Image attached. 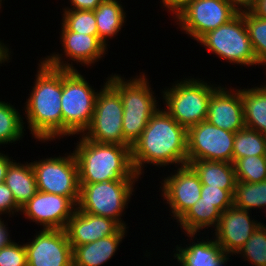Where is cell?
<instances>
[{"label": "cell", "instance_id": "obj_1", "mask_svg": "<svg viewBox=\"0 0 266 266\" xmlns=\"http://www.w3.org/2000/svg\"><path fill=\"white\" fill-rule=\"evenodd\" d=\"M61 55L54 53L41 60L30 97L25 103L28 129L39 141L56 140L55 137L63 136L60 100L63 90V69L75 68L72 63L64 61Z\"/></svg>", "mask_w": 266, "mask_h": 266}, {"label": "cell", "instance_id": "obj_2", "mask_svg": "<svg viewBox=\"0 0 266 266\" xmlns=\"http://www.w3.org/2000/svg\"><path fill=\"white\" fill-rule=\"evenodd\" d=\"M131 153L138 176L144 172V163L161 167L174 163L177 166L187 165V129L178 124L165 109H158L141 137L132 145Z\"/></svg>", "mask_w": 266, "mask_h": 266}, {"label": "cell", "instance_id": "obj_3", "mask_svg": "<svg viewBox=\"0 0 266 266\" xmlns=\"http://www.w3.org/2000/svg\"><path fill=\"white\" fill-rule=\"evenodd\" d=\"M79 139L73 151L78 165L79 183L138 181L132 164L131 146Z\"/></svg>", "mask_w": 266, "mask_h": 266}, {"label": "cell", "instance_id": "obj_4", "mask_svg": "<svg viewBox=\"0 0 266 266\" xmlns=\"http://www.w3.org/2000/svg\"><path fill=\"white\" fill-rule=\"evenodd\" d=\"M141 75L127 81L118 74L107 79L120 94L123 104V138L131 147L141 137L150 118L159 109L157 98L149 87V80L144 73Z\"/></svg>", "mask_w": 266, "mask_h": 266}, {"label": "cell", "instance_id": "obj_5", "mask_svg": "<svg viewBox=\"0 0 266 266\" xmlns=\"http://www.w3.org/2000/svg\"><path fill=\"white\" fill-rule=\"evenodd\" d=\"M89 84L77 69H63V90L60 99L63 136L80 133L81 136L89 127L98 94Z\"/></svg>", "mask_w": 266, "mask_h": 266}, {"label": "cell", "instance_id": "obj_6", "mask_svg": "<svg viewBox=\"0 0 266 266\" xmlns=\"http://www.w3.org/2000/svg\"><path fill=\"white\" fill-rule=\"evenodd\" d=\"M199 80L185 78L162 91L167 108L165 111L186 129L206 121L209 99L219 87Z\"/></svg>", "mask_w": 266, "mask_h": 266}, {"label": "cell", "instance_id": "obj_7", "mask_svg": "<svg viewBox=\"0 0 266 266\" xmlns=\"http://www.w3.org/2000/svg\"><path fill=\"white\" fill-rule=\"evenodd\" d=\"M135 181H106L98 183H79L80 197L77 208L80 211L111 218L123 228V210L134 192Z\"/></svg>", "mask_w": 266, "mask_h": 266}, {"label": "cell", "instance_id": "obj_8", "mask_svg": "<svg viewBox=\"0 0 266 266\" xmlns=\"http://www.w3.org/2000/svg\"><path fill=\"white\" fill-rule=\"evenodd\" d=\"M198 42L208 51L240 65H257L242 12L218 28L207 32Z\"/></svg>", "mask_w": 266, "mask_h": 266}, {"label": "cell", "instance_id": "obj_9", "mask_svg": "<svg viewBox=\"0 0 266 266\" xmlns=\"http://www.w3.org/2000/svg\"><path fill=\"white\" fill-rule=\"evenodd\" d=\"M102 87L96 96L91 123L82 136L94 142L130 146L123 138L120 94L107 81Z\"/></svg>", "mask_w": 266, "mask_h": 266}, {"label": "cell", "instance_id": "obj_10", "mask_svg": "<svg viewBox=\"0 0 266 266\" xmlns=\"http://www.w3.org/2000/svg\"><path fill=\"white\" fill-rule=\"evenodd\" d=\"M38 191L70 198L76 205L80 197L78 165L73 153L31 162Z\"/></svg>", "mask_w": 266, "mask_h": 266}, {"label": "cell", "instance_id": "obj_11", "mask_svg": "<svg viewBox=\"0 0 266 266\" xmlns=\"http://www.w3.org/2000/svg\"><path fill=\"white\" fill-rule=\"evenodd\" d=\"M234 132H229L207 120L187 129V162L193 160L232 163Z\"/></svg>", "mask_w": 266, "mask_h": 266}, {"label": "cell", "instance_id": "obj_12", "mask_svg": "<svg viewBox=\"0 0 266 266\" xmlns=\"http://www.w3.org/2000/svg\"><path fill=\"white\" fill-rule=\"evenodd\" d=\"M239 12L227 0H193L177 17V25L198 41ZM179 21V23H178Z\"/></svg>", "mask_w": 266, "mask_h": 266}, {"label": "cell", "instance_id": "obj_13", "mask_svg": "<svg viewBox=\"0 0 266 266\" xmlns=\"http://www.w3.org/2000/svg\"><path fill=\"white\" fill-rule=\"evenodd\" d=\"M24 246L27 266H73V249L65 230L42 229Z\"/></svg>", "mask_w": 266, "mask_h": 266}, {"label": "cell", "instance_id": "obj_14", "mask_svg": "<svg viewBox=\"0 0 266 266\" xmlns=\"http://www.w3.org/2000/svg\"><path fill=\"white\" fill-rule=\"evenodd\" d=\"M76 209L77 205L68 197L37 191L21 208V212L43 229L65 230Z\"/></svg>", "mask_w": 266, "mask_h": 266}, {"label": "cell", "instance_id": "obj_15", "mask_svg": "<svg viewBox=\"0 0 266 266\" xmlns=\"http://www.w3.org/2000/svg\"><path fill=\"white\" fill-rule=\"evenodd\" d=\"M177 171L163 180L162 196L172 209V217L177 221L201 197L202 183L195 171L187 164L174 170Z\"/></svg>", "mask_w": 266, "mask_h": 266}, {"label": "cell", "instance_id": "obj_16", "mask_svg": "<svg viewBox=\"0 0 266 266\" xmlns=\"http://www.w3.org/2000/svg\"><path fill=\"white\" fill-rule=\"evenodd\" d=\"M261 224L250 219L249 211L232 205L220 215L214 232L215 241L225 253L236 255Z\"/></svg>", "mask_w": 266, "mask_h": 266}, {"label": "cell", "instance_id": "obj_17", "mask_svg": "<svg viewBox=\"0 0 266 266\" xmlns=\"http://www.w3.org/2000/svg\"><path fill=\"white\" fill-rule=\"evenodd\" d=\"M232 90L219 86L212 93L206 120L216 127L236 133L245 127V122L241 89Z\"/></svg>", "mask_w": 266, "mask_h": 266}, {"label": "cell", "instance_id": "obj_18", "mask_svg": "<svg viewBox=\"0 0 266 266\" xmlns=\"http://www.w3.org/2000/svg\"><path fill=\"white\" fill-rule=\"evenodd\" d=\"M123 227L115 220L80 211L78 208L71 216L65 228L69 243L74 249L117 234Z\"/></svg>", "mask_w": 266, "mask_h": 266}, {"label": "cell", "instance_id": "obj_19", "mask_svg": "<svg viewBox=\"0 0 266 266\" xmlns=\"http://www.w3.org/2000/svg\"><path fill=\"white\" fill-rule=\"evenodd\" d=\"M62 27L60 39L69 60L90 66L106 54L107 47L96 36L69 31L63 24Z\"/></svg>", "mask_w": 266, "mask_h": 266}, {"label": "cell", "instance_id": "obj_20", "mask_svg": "<svg viewBox=\"0 0 266 266\" xmlns=\"http://www.w3.org/2000/svg\"><path fill=\"white\" fill-rule=\"evenodd\" d=\"M192 242L186 247H176L174 259H177L180 266H223L230 259L221 246L213 240ZM194 243V244H193Z\"/></svg>", "mask_w": 266, "mask_h": 266}, {"label": "cell", "instance_id": "obj_21", "mask_svg": "<svg viewBox=\"0 0 266 266\" xmlns=\"http://www.w3.org/2000/svg\"><path fill=\"white\" fill-rule=\"evenodd\" d=\"M127 228L117 234L76 246L73 249V266H101L115 254Z\"/></svg>", "mask_w": 266, "mask_h": 266}, {"label": "cell", "instance_id": "obj_22", "mask_svg": "<svg viewBox=\"0 0 266 266\" xmlns=\"http://www.w3.org/2000/svg\"><path fill=\"white\" fill-rule=\"evenodd\" d=\"M187 164L195 171L203 185L218 187L234 195L236 176L233 163L193 160Z\"/></svg>", "mask_w": 266, "mask_h": 266}, {"label": "cell", "instance_id": "obj_23", "mask_svg": "<svg viewBox=\"0 0 266 266\" xmlns=\"http://www.w3.org/2000/svg\"><path fill=\"white\" fill-rule=\"evenodd\" d=\"M4 183L12 191L13 197L21 209L38 191L36 177L31 165L12 162L7 169Z\"/></svg>", "mask_w": 266, "mask_h": 266}, {"label": "cell", "instance_id": "obj_24", "mask_svg": "<svg viewBox=\"0 0 266 266\" xmlns=\"http://www.w3.org/2000/svg\"><path fill=\"white\" fill-rule=\"evenodd\" d=\"M245 127L266 136V85L241 89Z\"/></svg>", "mask_w": 266, "mask_h": 266}, {"label": "cell", "instance_id": "obj_25", "mask_svg": "<svg viewBox=\"0 0 266 266\" xmlns=\"http://www.w3.org/2000/svg\"><path fill=\"white\" fill-rule=\"evenodd\" d=\"M126 12L117 0H103L94 10L98 39L107 47V39L121 30Z\"/></svg>", "mask_w": 266, "mask_h": 266}, {"label": "cell", "instance_id": "obj_26", "mask_svg": "<svg viewBox=\"0 0 266 266\" xmlns=\"http://www.w3.org/2000/svg\"><path fill=\"white\" fill-rule=\"evenodd\" d=\"M221 212L208 202H196L177 221L180 227L185 230L187 237H195L199 230L208 227H217Z\"/></svg>", "mask_w": 266, "mask_h": 266}, {"label": "cell", "instance_id": "obj_27", "mask_svg": "<svg viewBox=\"0 0 266 266\" xmlns=\"http://www.w3.org/2000/svg\"><path fill=\"white\" fill-rule=\"evenodd\" d=\"M249 156H266V136L244 127L235 133L232 163Z\"/></svg>", "mask_w": 266, "mask_h": 266}, {"label": "cell", "instance_id": "obj_28", "mask_svg": "<svg viewBox=\"0 0 266 266\" xmlns=\"http://www.w3.org/2000/svg\"><path fill=\"white\" fill-rule=\"evenodd\" d=\"M233 205L247 211L266 207V180L258 183L236 180Z\"/></svg>", "mask_w": 266, "mask_h": 266}, {"label": "cell", "instance_id": "obj_29", "mask_svg": "<svg viewBox=\"0 0 266 266\" xmlns=\"http://www.w3.org/2000/svg\"><path fill=\"white\" fill-rule=\"evenodd\" d=\"M23 124L17 109L8 102L0 101V145L21 140Z\"/></svg>", "mask_w": 266, "mask_h": 266}, {"label": "cell", "instance_id": "obj_30", "mask_svg": "<svg viewBox=\"0 0 266 266\" xmlns=\"http://www.w3.org/2000/svg\"><path fill=\"white\" fill-rule=\"evenodd\" d=\"M242 16L257 64L266 65V19L254 15L250 10L242 11Z\"/></svg>", "mask_w": 266, "mask_h": 266}, {"label": "cell", "instance_id": "obj_31", "mask_svg": "<svg viewBox=\"0 0 266 266\" xmlns=\"http://www.w3.org/2000/svg\"><path fill=\"white\" fill-rule=\"evenodd\" d=\"M236 180L258 183L266 180V156H249L234 163Z\"/></svg>", "mask_w": 266, "mask_h": 266}, {"label": "cell", "instance_id": "obj_32", "mask_svg": "<svg viewBox=\"0 0 266 266\" xmlns=\"http://www.w3.org/2000/svg\"><path fill=\"white\" fill-rule=\"evenodd\" d=\"M62 24L69 31L96 36L98 38V29L94 11L64 10Z\"/></svg>", "mask_w": 266, "mask_h": 266}, {"label": "cell", "instance_id": "obj_33", "mask_svg": "<svg viewBox=\"0 0 266 266\" xmlns=\"http://www.w3.org/2000/svg\"><path fill=\"white\" fill-rule=\"evenodd\" d=\"M236 254L254 266H266V229L261 224Z\"/></svg>", "mask_w": 266, "mask_h": 266}, {"label": "cell", "instance_id": "obj_34", "mask_svg": "<svg viewBox=\"0 0 266 266\" xmlns=\"http://www.w3.org/2000/svg\"><path fill=\"white\" fill-rule=\"evenodd\" d=\"M198 202L212 203L221 213L233 205V196L224 189L203 185Z\"/></svg>", "mask_w": 266, "mask_h": 266}, {"label": "cell", "instance_id": "obj_35", "mask_svg": "<svg viewBox=\"0 0 266 266\" xmlns=\"http://www.w3.org/2000/svg\"><path fill=\"white\" fill-rule=\"evenodd\" d=\"M0 266H27L26 249L24 244L12 242L0 249Z\"/></svg>", "mask_w": 266, "mask_h": 266}, {"label": "cell", "instance_id": "obj_36", "mask_svg": "<svg viewBox=\"0 0 266 266\" xmlns=\"http://www.w3.org/2000/svg\"><path fill=\"white\" fill-rule=\"evenodd\" d=\"M19 211L21 209L18 207L10 188L4 182L0 183V215L9 213L10 216L11 213Z\"/></svg>", "mask_w": 266, "mask_h": 266}, {"label": "cell", "instance_id": "obj_37", "mask_svg": "<svg viewBox=\"0 0 266 266\" xmlns=\"http://www.w3.org/2000/svg\"><path fill=\"white\" fill-rule=\"evenodd\" d=\"M163 7L171 11L175 18L193 1V0H161Z\"/></svg>", "mask_w": 266, "mask_h": 266}, {"label": "cell", "instance_id": "obj_38", "mask_svg": "<svg viewBox=\"0 0 266 266\" xmlns=\"http://www.w3.org/2000/svg\"><path fill=\"white\" fill-rule=\"evenodd\" d=\"M72 8L64 10H91L94 11L103 0H70Z\"/></svg>", "mask_w": 266, "mask_h": 266}, {"label": "cell", "instance_id": "obj_39", "mask_svg": "<svg viewBox=\"0 0 266 266\" xmlns=\"http://www.w3.org/2000/svg\"><path fill=\"white\" fill-rule=\"evenodd\" d=\"M238 12L248 11L255 4L256 0H227ZM244 9V10H243Z\"/></svg>", "mask_w": 266, "mask_h": 266}, {"label": "cell", "instance_id": "obj_40", "mask_svg": "<svg viewBox=\"0 0 266 266\" xmlns=\"http://www.w3.org/2000/svg\"><path fill=\"white\" fill-rule=\"evenodd\" d=\"M8 157L5 154L0 153V183H3L5 181V176H6V172L8 167L10 166V164L15 161V160H11V158Z\"/></svg>", "mask_w": 266, "mask_h": 266}, {"label": "cell", "instance_id": "obj_41", "mask_svg": "<svg viewBox=\"0 0 266 266\" xmlns=\"http://www.w3.org/2000/svg\"><path fill=\"white\" fill-rule=\"evenodd\" d=\"M3 222L4 221L0 218V249L13 242L10 238L9 230H7V227Z\"/></svg>", "mask_w": 266, "mask_h": 266}, {"label": "cell", "instance_id": "obj_42", "mask_svg": "<svg viewBox=\"0 0 266 266\" xmlns=\"http://www.w3.org/2000/svg\"><path fill=\"white\" fill-rule=\"evenodd\" d=\"M250 11L263 19H266V0H256Z\"/></svg>", "mask_w": 266, "mask_h": 266}, {"label": "cell", "instance_id": "obj_43", "mask_svg": "<svg viewBox=\"0 0 266 266\" xmlns=\"http://www.w3.org/2000/svg\"><path fill=\"white\" fill-rule=\"evenodd\" d=\"M10 53L11 51L9 52V48L0 41V64L9 60Z\"/></svg>", "mask_w": 266, "mask_h": 266}]
</instances>
